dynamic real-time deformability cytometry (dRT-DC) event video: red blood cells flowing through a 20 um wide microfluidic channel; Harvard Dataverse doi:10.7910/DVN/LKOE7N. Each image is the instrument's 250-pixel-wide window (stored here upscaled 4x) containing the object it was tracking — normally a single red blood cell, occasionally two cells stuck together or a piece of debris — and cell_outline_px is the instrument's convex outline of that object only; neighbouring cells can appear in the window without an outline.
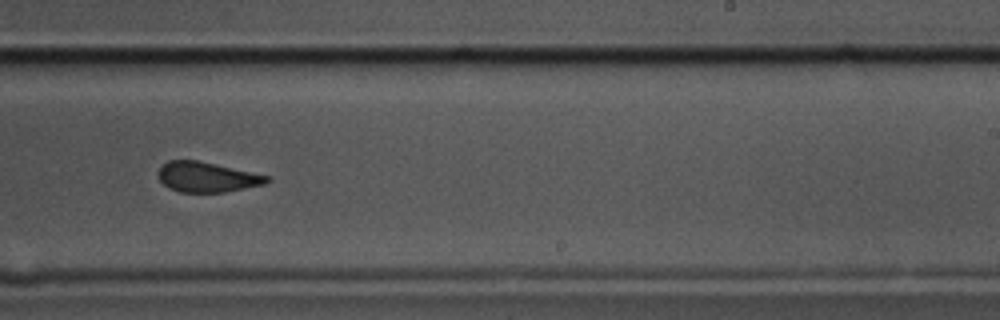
{"species": "common noctule bat (a hibernating species)", "species_latin": "Nyctalus noctula", "temperature_condition": "cold", "stored_images_in_passage": 13, "camera_frame_rate_fps": 3000, "um_per_image_px": 0.085, "animal": {"sex": "male", "body_mass_g": 17.5, "forearm_length_mm": 52.3}, "frame": {"image": 1, "passage_image": 8, "time_ms": 2.333, "image_size_px": [1000, 320], "cell_outline_px": [[272, 180], [264, 184], [224, 192], [180, 192], [168, 188], [160, 180], [156, 172], [168, 160], [196, 160], [216, 164], [268, 176]], "centroid_in_image_um": [17.55, 15.05], "position_along_channel_um": 271.4, "area_um2": 18.9}}